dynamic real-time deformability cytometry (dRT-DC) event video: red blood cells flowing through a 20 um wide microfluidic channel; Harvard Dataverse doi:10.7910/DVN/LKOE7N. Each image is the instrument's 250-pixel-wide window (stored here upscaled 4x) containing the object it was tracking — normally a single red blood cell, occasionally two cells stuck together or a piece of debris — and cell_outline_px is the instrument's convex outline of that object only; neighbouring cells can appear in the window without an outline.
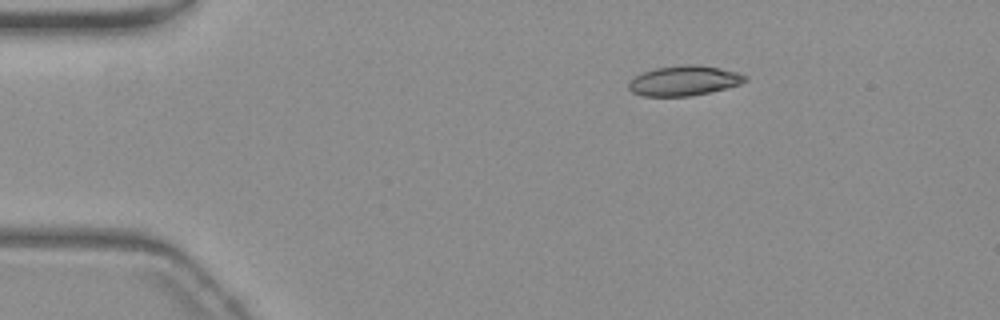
{"species": "common noctule bat (a hibernating species)", "species_latin": "Nyctalus noctula", "temperature_condition": "warm", "stored_images_in_passage": 48, "camera_frame_rate_fps": 3000, "um_per_image_px": 0.085, "animal": {"sex": "female", "body_mass_g": 19.3, "forearm_length_mm": 54.1}, "frame": {"image": 1, "passage_image": 1, "time_ms": 0.0, "image_size_px": [1000, 320], "cell_outline_px": [[748, 80], [740, 84], [692, 96], [644, 96], [632, 92], [628, 88], [628, 84], [636, 76], [644, 72], [656, 68], [684, 64], [692, 64], [720, 68], [736, 72], [748, 76]], "centroid_in_image_um": [58.16, 6.86], "position_along_channel_um": 26.8, "area_um2": 20.11}}
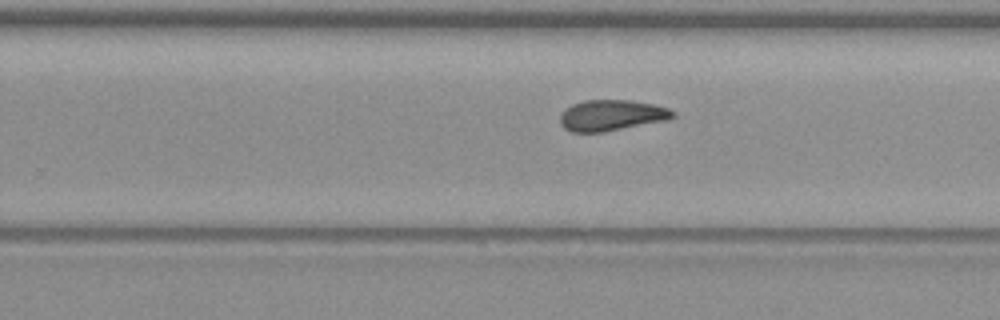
{"frame": {"image": 2, "passage_image": 27, "time_ms": 8.667, "image_size_px": [1000, 320], "cell_outline_px": [[676, 116], [668, 120], [604, 132], [572, 132], [564, 128], [560, 124], [560, 116], [572, 104], [584, 100], [628, 100], [652, 104], [668, 108], [676, 112]], "centroid_in_image_um": [52.01, 9.81], "position_along_channel_um": 277.8, "area_um2": 20.29}}
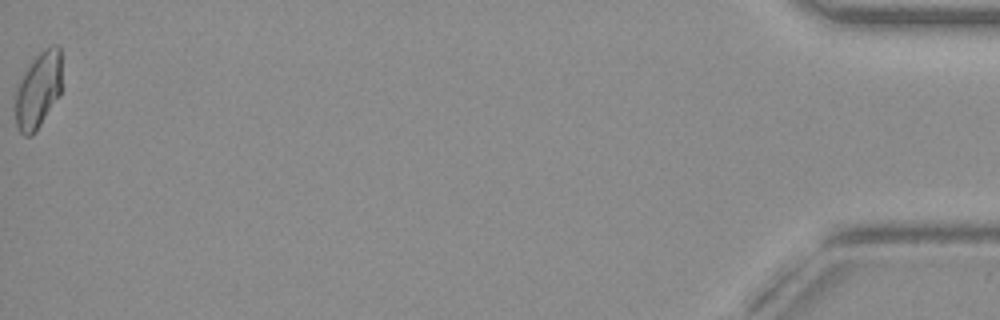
{"frame": {"image": 3, "passage_image": 48, "time_ms": 15.667, "image_size_px": [1000, 320], "cell_outline_px": [[60, 96], [32, 136], [24, 136], [20, 132], [16, 124], [16, 88], [24, 72], [32, 60], [44, 48], [52, 44], [60, 44]], "centroid_in_image_um": [3.25, 7.64], "position_along_channel_um": 431.9, "area_um2": 20.58}, "authors_computed_cell_mechanics": {"area_um2": 20.4323, "velocity_mm_per_s": 3.6836, "shape_relaxation_time_tau1_ms": null, "shape_relaxation_time_tau2_ms": 4.4956, "deformation_change_tau1": null, "deformation_change_tau2": 0.1164}}